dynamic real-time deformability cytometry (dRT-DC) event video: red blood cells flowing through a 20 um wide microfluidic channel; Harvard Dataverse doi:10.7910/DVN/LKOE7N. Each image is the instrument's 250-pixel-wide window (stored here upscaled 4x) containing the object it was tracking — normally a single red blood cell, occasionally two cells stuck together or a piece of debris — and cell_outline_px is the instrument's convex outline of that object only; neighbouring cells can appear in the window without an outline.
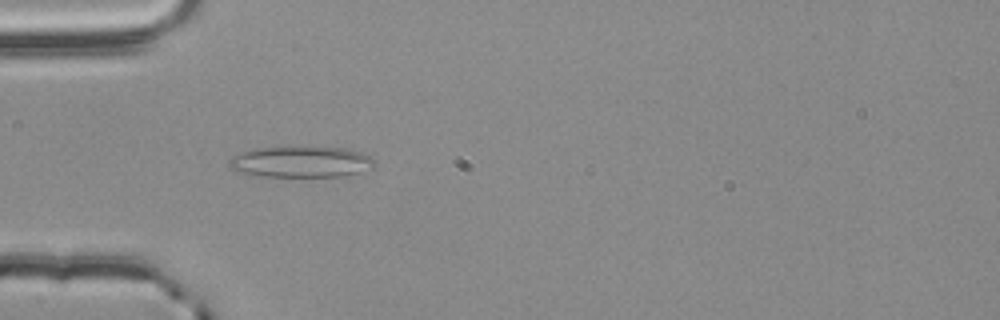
{"species": "common noctule bat (a hibernating species)", "species_latin": "Nyctalus noctula", "temperature_condition": "room temperature", "stored_images_in_passage": 55, "camera_frame_rate_fps": 3000, "um_per_image_px": 0.085, "animal": {"sex": "male", "body_mass_g": 20.4}, "frame": {"image": 1, "passage_image": 17, "time_ms": 5.333, "image_size_px": [1000, 320], "cell_outline_px": [[376, 164], [372, 168], [348, 176], [260, 176], [240, 172], [232, 168], [228, 164], [228, 160], [236, 152], [252, 148], [300, 144], [344, 148], [360, 152], [368, 156]], "centroid_in_image_um": [25.53, 13.7], "position_along_channel_um": 59.5, "area_um2": 27.4}}
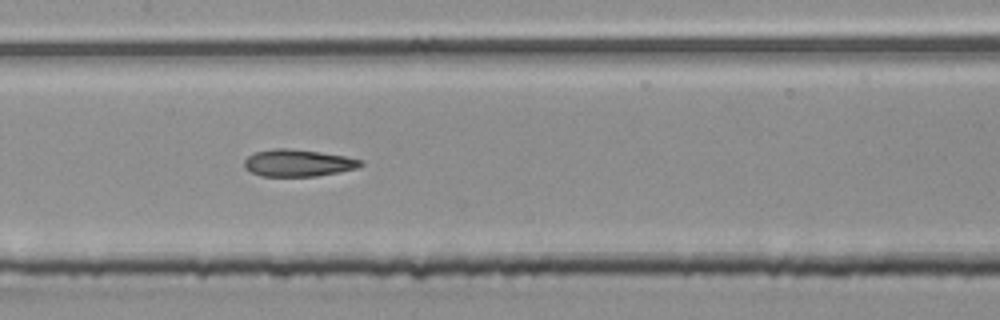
{"frame": {"image": 2, "passage_image": 27, "time_ms": 8.667, "image_size_px": [1000, 320], "cell_outline_px": [[364, 164], [356, 168], [340, 172], [316, 176], [260, 176], [244, 168], [244, 160], [252, 152], [272, 148], [288, 148], [320, 152], [344, 156], [364, 160]], "centroid_in_image_um": [25.31, 13.84], "position_along_channel_um": 182.1, "area_um2": 18.5}}
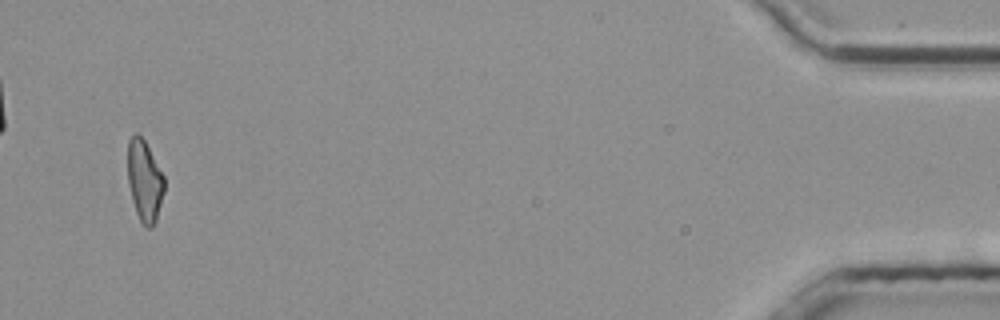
{"frame": {"image": 3, "passage_image": 53, "time_ms": 17.333, "image_size_px": [1000, 320], "cell_outline_px": [[164, 192], [156, 220], [152, 228], [148, 228], [140, 220], [136, 212], [132, 200], [128, 184], [128, 140], [136, 132], [144, 140], [164, 176]], "centroid_in_image_um": [12.28, 15.37], "position_along_channel_um": 422.9, "area_um2": 17.11}, "authors_computed_cell_mechanics": {"area_um2": 18.6694, "velocity_mm_per_s": 3.7897, "shape_relaxation_time_tau1_ms": 8.4601, "shape_relaxation_time_tau2_ms": 4.114, "deformation_change_tau1": 0.1975, "deformation_change_tau2": 0.1412}}